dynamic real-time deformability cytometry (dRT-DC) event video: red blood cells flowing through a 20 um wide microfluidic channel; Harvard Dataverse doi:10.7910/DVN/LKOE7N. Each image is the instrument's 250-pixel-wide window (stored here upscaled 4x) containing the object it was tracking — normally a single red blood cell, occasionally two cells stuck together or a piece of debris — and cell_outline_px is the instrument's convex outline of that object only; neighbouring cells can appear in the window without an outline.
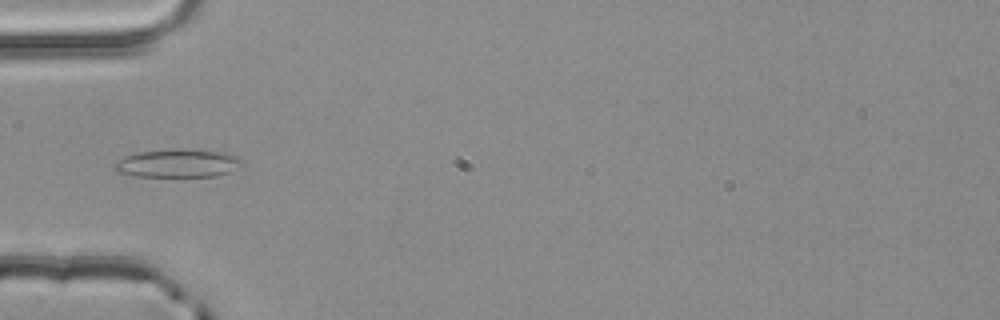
{"species": "common noctule bat (a hibernating species)", "species_latin": "Nyctalus noctula", "temperature_condition": "room temperature", "stored_images_in_passage": 2, "camera_frame_rate_fps": 3000, "um_per_image_px": 0.085, "animal": {"sex": "male", "body_mass_g": 20.4}, "frame": {"image": 1, "passage_image": 2, "time_ms": 0.333, "image_size_px": [1000, 320], "cell_outline_px": [[244, 164], [228, 172], [216, 176], [136, 176], [116, 172], [112, 168], [112, 164], [124, 156], [140, 152], [172, 148], [184, 148], [228, 152], [240, 156]], "centroid_in_image_um": [15.12, 13.85], "position_along_channel_um": 69.9, "area_um2": 21.44}}